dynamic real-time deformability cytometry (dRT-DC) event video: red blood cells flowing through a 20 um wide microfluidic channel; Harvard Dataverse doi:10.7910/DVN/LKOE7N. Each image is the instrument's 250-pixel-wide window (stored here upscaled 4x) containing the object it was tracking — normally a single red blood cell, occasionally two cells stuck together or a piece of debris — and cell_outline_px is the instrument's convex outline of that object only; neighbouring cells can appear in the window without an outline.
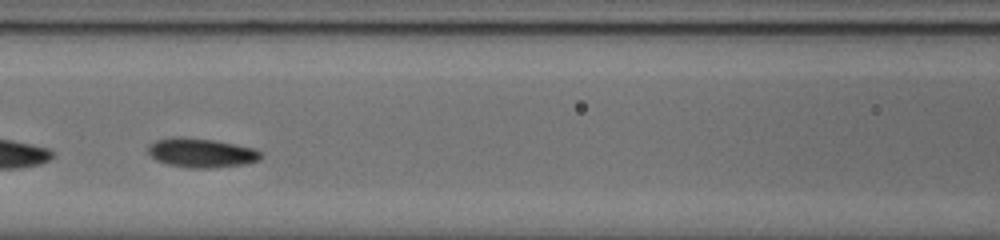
{"species": "common noctule bat (a hibernating species)", "species_latin": "Nyctalus noctula", "temperature_condition": "cold", "stored_images_in_passage": 45, "camera_frame_rate_fps": 3000, "um_per_image_px": 0.085, "animal": {"sex": "male", "body_mass_g": 20.0, "forearm_length_mm": 53.3}, "frame": {"image": 1, "passage_image": 14, "time_ms": 4.333, "image_size_px": [1000, 240], "cell_outline_px": [[260, 160], [244, 164], [212, 168], [188, 168], [168, 164], [156, 160], [148, 152], [148, 144], [156, 140], [176, 136], [180, 136], [212, 140], [252, 148], [260, 152]], "centroid_in_image_um": [17.06, 12.99], "position_along_channel_um": 149.5, "area_um2": 19.02}, "authors_computed_cell_mechanics": {"area_um2": 18.207, "velocity_mm_per_s": 3.7785, "shape_relaxation_time_tau1_ms": 1.972, "shape_relaxation_time_tau2_ms": 3.6875, "deformation_change_tau1": 0.079, "deformation_change_tau2": 0.0895}}